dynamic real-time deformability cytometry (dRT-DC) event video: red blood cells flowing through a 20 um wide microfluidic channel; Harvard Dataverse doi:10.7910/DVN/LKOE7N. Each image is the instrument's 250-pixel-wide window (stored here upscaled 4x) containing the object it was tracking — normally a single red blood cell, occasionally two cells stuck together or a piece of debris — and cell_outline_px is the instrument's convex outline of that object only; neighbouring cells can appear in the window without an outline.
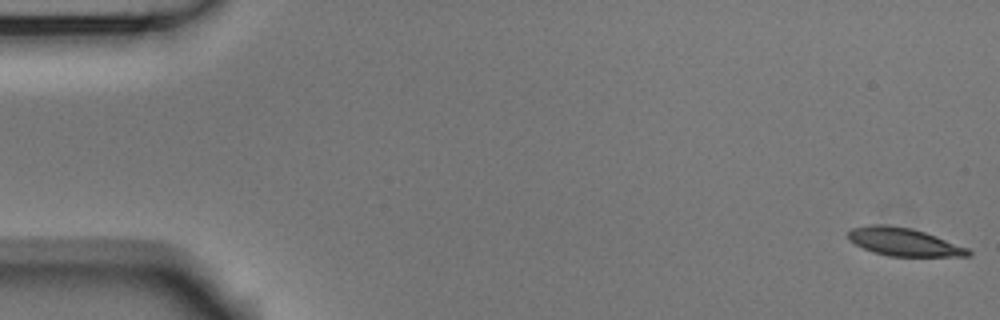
{"species": "Egyptian fruit bat (a non-hibernating species)", "species_latin": "Rousettus aegyptiacus", "temperature_condition": "room temperature", "stored_images_in_passage": 53, "camera_frame_rate_fps": 3000, "um_per_image_px": 0.085, "animal": {"sex": "male"}, "frame": {"image": 1, "passage_image": 1, "time_ms": 0.0, "image_size_px": [1000, 320], "cell_outline_px": [[972, 256], [888, 256], [872, 252], [848, 240], [848, 232], [852, 228], [868, 224], [888, 224], [912, 228], [936, 236], [968, 248], [972, 252]], "centroid_in_image_um": [76.8, 20.55], "position_along_channel_um": 8.2, "area_um2": 19.65}}
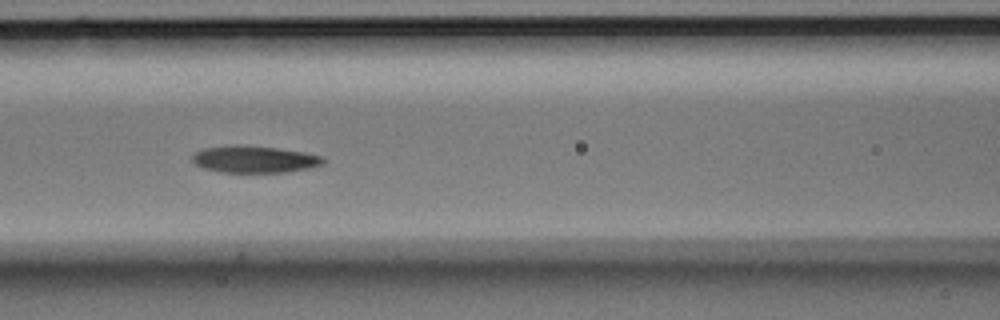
{"frame": {"image": 2, "passage_image": 23, "time_ms": 7.333, "image_size_px": [1000, 320], "cell_outline_px": [[324, 164], [312, 168], [284, 172], [220, 172], [204, 168], [196, 164], [192, 160], [192, 156], [196, 152], [204, 148], [236, 144], [276, 148], [304, 152], [324, 156]], "centroid_in_image_um": [21.66, 13.54], "position_along_channel_um": 144.9, "area_um2": 20.58}}
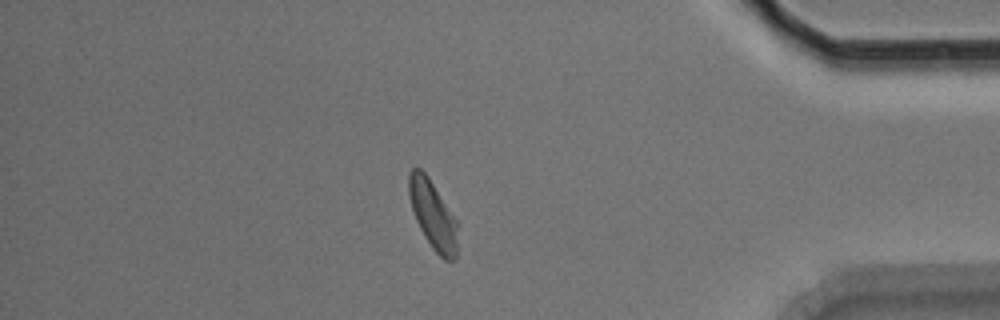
{"frame": {"image": 3, "passage_image": 46, "time_ms": 15.0, "image_size_px": [1000, 320], "cell_outline_px": [[456, 260], [444, 260], [432, 248], [424, 236], [416, 220], [408, 196], [408, 172], [412, 168], [420, 168], [428, 176], [456, 220]], "centroid_in_image_um": [36.75, 18.24], "position_along_channel_um": 398.4, "area_um2": 19.13}, "authors_computed_cell_mechanics": {"area_um2": 20.23, "velocity_mm_per_s": 3.761, "shape_relaxation_time_tau1_ms": 3.5648, "shape_relaxation_time_tau2_ms": null, "deformation_change_tau1": 0.1301, "deformation_change_tau2": null}}